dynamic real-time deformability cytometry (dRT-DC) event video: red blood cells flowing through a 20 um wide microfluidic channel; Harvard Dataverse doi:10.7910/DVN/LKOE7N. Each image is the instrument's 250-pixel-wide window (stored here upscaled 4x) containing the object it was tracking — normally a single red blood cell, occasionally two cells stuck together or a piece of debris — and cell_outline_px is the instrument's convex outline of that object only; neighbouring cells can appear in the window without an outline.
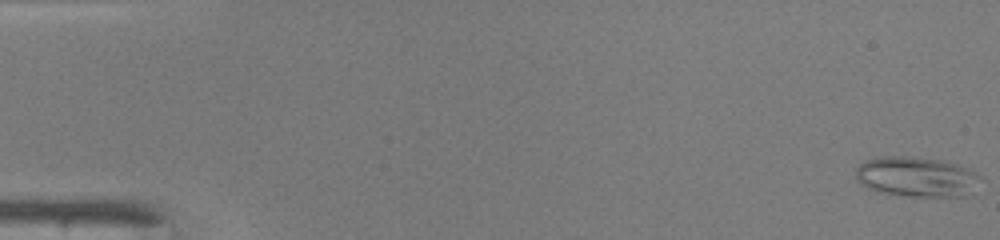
{"species": "common noctule bat (a hibernating species)", "species_latin": "Nyctalus noctula", "temperature_condition": "warm", "stored_images_in_passage": 49, "camera_frame_rate_fps": 3000, "um_per_image_px": 0.085, "animal": {"sex": "male", "body_mass_g": 19.0, "forearm_length_mm": 50.8}, "frame": {"image": 1, "passage_image": 1, "time_ms": 0.0, "image_size_px": [1000, 240], "cell_outline_px": [[980, 176], [972, 196], [912, 196], [880, 192], [868, 188], [860, 184], [856, 180], [856, 168], [860, 164], [868, 160], [880, 156], [912, 156], [940, 160], [956, 164], [976, 172]], "centroid_in_image_um": [77.91, 15.03], "position_along_channel_um": 7.1, "area_um2": 29.13}}
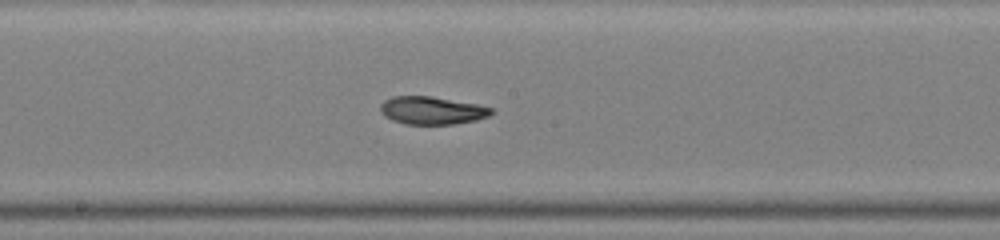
{"frame": {"image": 2, "passage_image": 27, "time_ms": 8.667, "image_size_px": [1000, 240], "cell_outline_px": [[496, 112], [488, 116], [476, 120], [452, 124], [404, 124], [392, 120], [384, 116], [380, 112], [380, 104], [384, 100], [392, 96], [432, 96], [476, 104], [492, 108]], "centroid_in_image_um": [36.69, 9.38], "position_along_channel_um": 211.5, "area_um2": 18.09}}
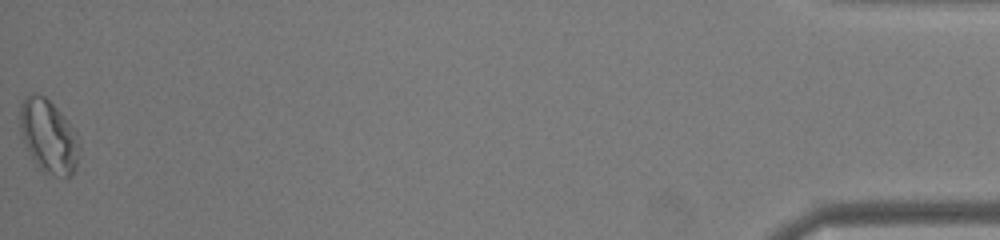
{"frame": {"image": 3, "passage_image": 49, "time_ms": 16.0, "image_size_px": [1000, 240], "cell_outline_px": [[80, 148], [76, 168], [68, 176], [56, 176], [40, 168], [36, 164], [24, 144], [20, 136], [20, 104], [24, 96], [32, 92], [36, 92], [44, 96], [64, 116], [76, 132], [80, 144]], "centroid_in_image_um": [4.11, 11.54], "position_along_channel_um": 431.1, "area_um2": 25.37}, "authors_computed_cell_mechanics": {"area_um2": 19.4208, "velocity_mm_per_s": 4.2438, "shape_relaxation_time_tau1_ms": 5.8791, "shape_relaxation_time_tau2_ms": 2.7854, "deformation_change_tau1": 0.1975, "deformation_change_tau2": 0.0811}}